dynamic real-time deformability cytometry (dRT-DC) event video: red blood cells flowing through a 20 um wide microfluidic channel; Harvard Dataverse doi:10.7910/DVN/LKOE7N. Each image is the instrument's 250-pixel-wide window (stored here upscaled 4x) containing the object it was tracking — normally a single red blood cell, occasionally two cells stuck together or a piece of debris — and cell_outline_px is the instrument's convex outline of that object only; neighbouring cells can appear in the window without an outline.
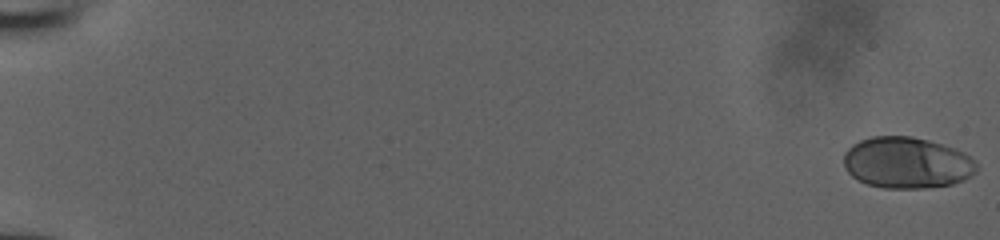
{"species": "human", "species_latin": "Homo sapiens", "temperature_condition": "room temperature", "stored_images_in_passage": 53, "camera_frame_rate_fps": 3000, "um_per_image_px": 0.085, "donor": {"sex": "male"}, "frame": {"image": 1, "passage_image": 1, "time_ms": 0.0, "image_size_px": [1000, 240], "cell_outline_px": [[976, 172], [972, 176], [964, 180], [952, 184], [928, 188], [884, 188], [868, 184], [852, 176], [848, 172], [844, 164], [844, 152], [852, 144], [860, 140], [872, 136], [912, 136], [928, 140], [964, 152], [976, 164]], "centroid_in_image_um": [77.07, 13.83], "position_along_channel_um": 7.9, "area_um2": 39.65}}
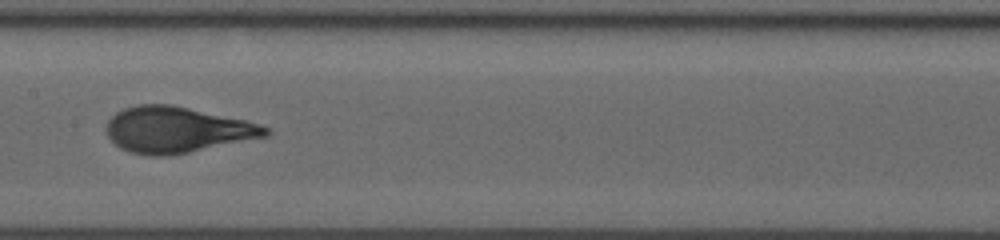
{"frame": {"image": 2, "passage_image": 30, "time_ms": 9.667, "image_size_px": [1000, 240], "cell_outline_px": [[272, 132], [268, 136], [168, 156], [148, 156], [128, 152], [120, 148], [108, 136], [104, 128], [108, 120], [116, 112], [124, 108], [136, 104], [172, 104], [244, 120], [260, 124], [268, 128]], "centroid_in_image_um": [14.99, 11.03], "position_along_channel_um": 192.4, "area_um2": 42.66}}
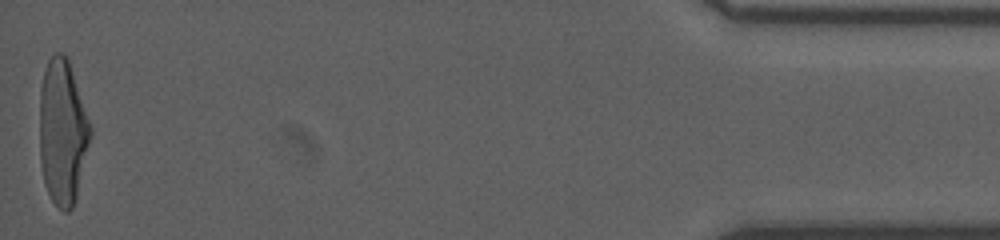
{"frame": {"image": 3, "passage_image": 53, "time_ms": 17.333, "image_size_px": [1000, 240], "cell_outline_px": [[92, 136], [76, 196], [72, 208], [68, 212], [64, 212], [52, 200], [44, 184], [40, 164], [40, 88], [44, 68], [48, 60], [56, 52], [60, 52], [68, 56], [92, 128]], "centroid_in_image_um": [5.32, 11.19], "position_along_channel_um": 429.9, "area_um2": 43.29}}